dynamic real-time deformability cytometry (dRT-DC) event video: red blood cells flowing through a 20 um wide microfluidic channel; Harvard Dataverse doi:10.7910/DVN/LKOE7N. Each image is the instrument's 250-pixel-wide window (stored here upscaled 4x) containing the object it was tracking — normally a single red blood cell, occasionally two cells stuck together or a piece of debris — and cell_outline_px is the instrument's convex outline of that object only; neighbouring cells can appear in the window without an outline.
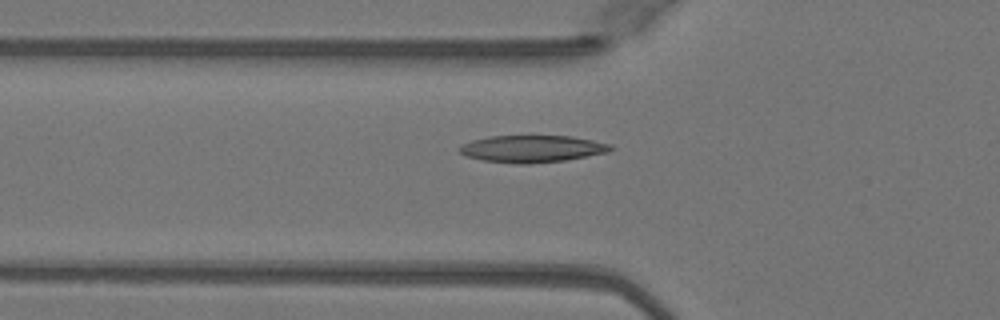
{"species": "Egyptian fruit bat (a non-hibernating species)", "species_latin": "Rousettus aegyptiacus", "temperature_condition": "warm", "stored_images_in_passage": 48, "camera_frame_rate_fps": 3000, "um_per_image_px": 0.085, "animal": {"sex": "female"}, "frame": {"image": 1, "passage_image": 18, "time_ms": 5.667, "image_size_px": [1000, 320], "cell_outline_px": [[612, 148], [608, 152], [564, 160], [532, 164], [516, 164], [484, 160], [464, 156], [456, 148], [460, 144], [472, 140], [488, 136], [572, 136], [612, 144]], "centroid_in_image_um": [45.17, 12.64], "position_along_channel_um": 80.6, "area_um2": 23.93}}
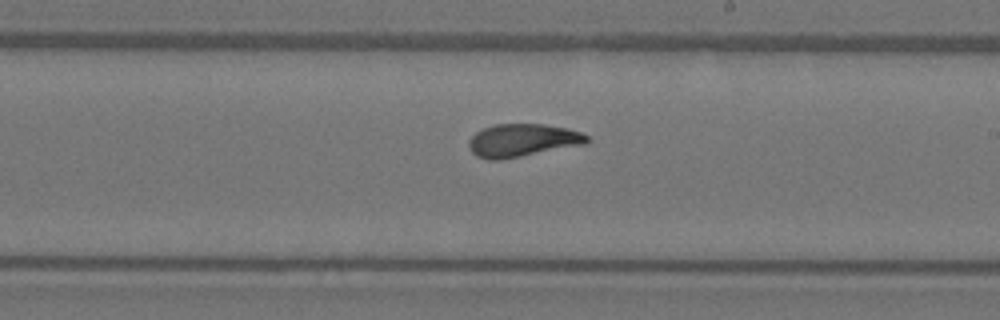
{"frame": {"image": 2, "passage_image": 30, "time_ms": 9.667, "image_size_px": [1000, 320], "cell_outline_px": [[592, 140], [588, 144], [500, 160], [488, 160], [476, 156], [472, 152], [468, 144], [468, 140], [476, 132], [484, 128], [496, 124], [544, 124], [568, 128], [580, 132], [588, 136]], "centroid_in_image_um": [44.45, 11.93], "position_along_channel_um": 244.6, "area_um2": 22.89}}
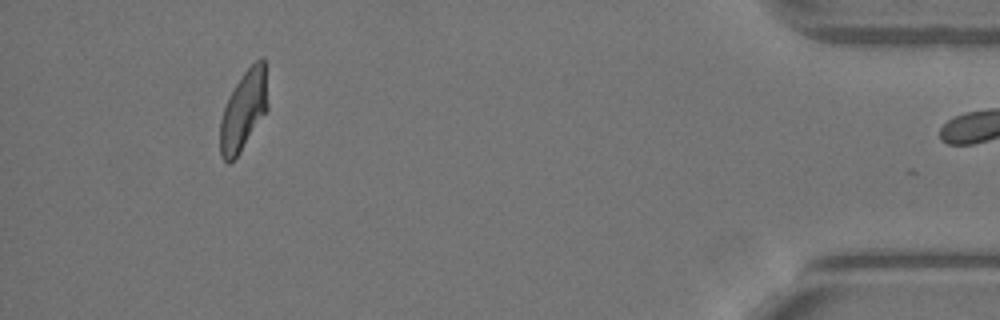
{"frame": {"image": 3, "passage_image": 47, "time_ms": 15.333, "image_size_px": [1000, 320], "cell_outline_px": [[268, 108], [240, 152], [228, 164], [220, 156], [220, 120], [224, 108], [236, 84], [244, 72], [260, 56], [264, 56], [268, 104]], "centroid_in_image_um": [20.71, 9.38], "position_along_channel_um": 414.5, "area_um2": 21.79}, "authors_computed_cell_mechanics": {"area_um2": 22.831, "velocity_mm_per_s": 4.0723, "shape_relaxation_time_tau1_ms": 3.3488, "shape_relaxation_time_tau2_ms": 0.935, "deformation_change_tau1": 0.1659, "deformation_change_tau2": 0.0647}}